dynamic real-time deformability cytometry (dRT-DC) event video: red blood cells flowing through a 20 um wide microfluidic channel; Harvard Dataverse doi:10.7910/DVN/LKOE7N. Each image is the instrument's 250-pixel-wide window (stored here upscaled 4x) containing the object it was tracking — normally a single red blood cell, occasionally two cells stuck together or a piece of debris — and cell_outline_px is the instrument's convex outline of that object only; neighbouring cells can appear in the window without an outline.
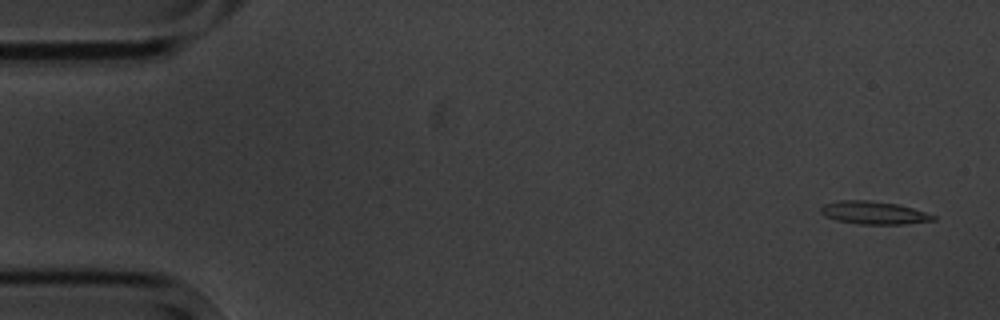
{"species": "common noctule bat (a hibernating species)", "species_latin": "Nyctalus noctula", "temperature_condition": "cold", "stored_images_in_passage": 7, "camera_frame_rate_fps": 3000, "um_per_image_px": 0.085, "animal": {"sex": "male", "body_mass_g": 20.1, "forearm_length_mm": 53.5}, "frame": {"image": 1, "passage_image": 1, "time_ms": 0.0, "image_size_px": [1000, 320], "cell_outline_px": [[936, 220], [904, 224], [860, 224], [836, 220], [824, 216], [820, 212], [820, 208], [824, 204], [836, 200], [868, 200], [896, 204], [912, 208], [936, 216]], "centroid_in_image_um": [74.23, 18.08], "position_along_channel_um": 10.8, "area_um2": 14.97}}
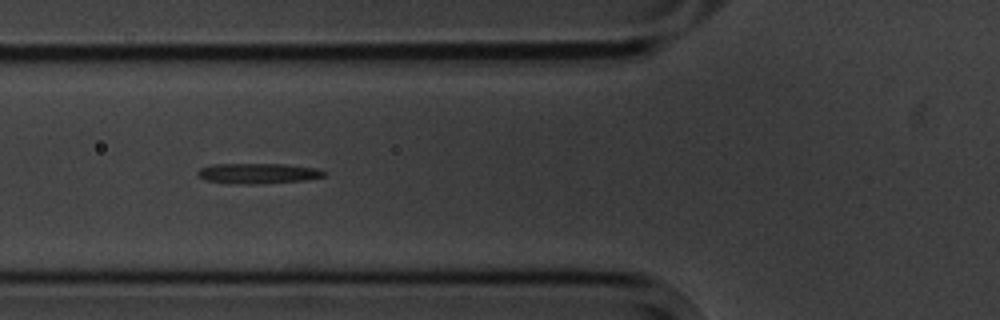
{"frame": {"image": 2, "passage_image": 6, "time_ms": 6.0, "image_size_px": [1000, 320], "cell_outline_px": [[328, 172], [324, 176], [304, 180], [256, 184], [240, 184], [204, 180], [196, 172], [200, 168], [212, 164], [284, 164], [316, 168]], "centroid_in_image_um": [21.93, 14.73], "position_along_channel_um": 103.9, "area_um2": 14.91}}
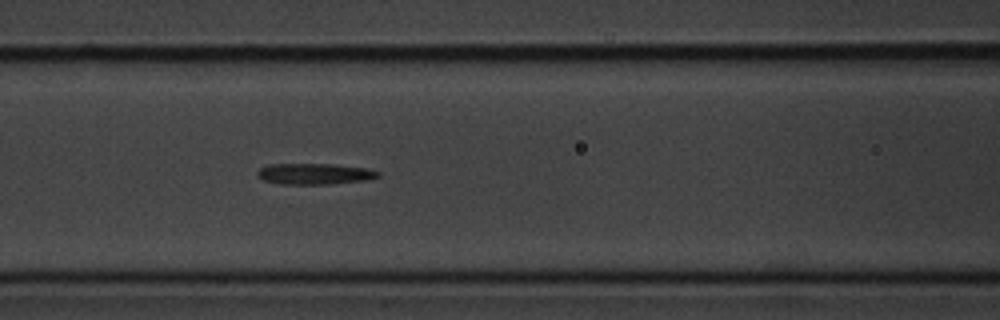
{"frame": {"image": 3, "passage_image": 7, "time_ms": 7.0, "image_size_px": [1000, 320], "cell_outline_px": [[380, 176], [368, 180], [328, 184], [280, 184], [264, 180], [256, 172], [260, 168], [268, 164], [332, 164], [364, 168], [380, 172]], "centroid_in_image_um": [26.74, 14.78], "position_along_channel_um": 139.9, "area_um2": 14.68}}